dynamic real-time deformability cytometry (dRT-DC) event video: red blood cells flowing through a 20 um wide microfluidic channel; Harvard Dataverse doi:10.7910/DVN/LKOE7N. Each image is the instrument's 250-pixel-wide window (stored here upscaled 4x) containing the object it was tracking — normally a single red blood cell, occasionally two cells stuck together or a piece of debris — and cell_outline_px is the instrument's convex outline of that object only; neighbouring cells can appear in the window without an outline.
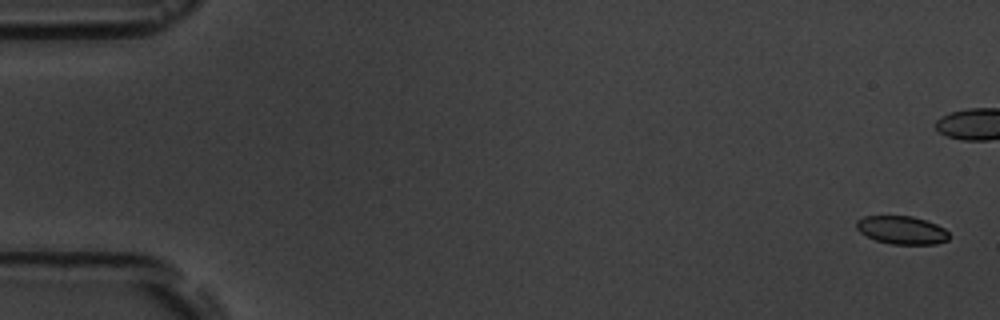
{"species": "common noctule bat (a hibernating species)", "species_latin": "Nyctalus noctula", "temperature_condition": "room temperature", "stored_images_in_passage": 8, "camera_frame_rate_fps": 3000, "um_per_image_px": 0.085, "animal": {"sex": "male", "body_mass_g": 19.5, "forearm_length_mm": 54.6}, "frame": {"image": 1, "passage_image": 1, "time_ms": 0.0, "image_size_px": [1000, 320], "cell_outline_px": [[948, 240], [936, 244], [892, 244], [876, 240], [860, 232], [856, 228], [856, 220], [864, 216], [912, 216], [936, 224], [944, 228], [948, 232]], "centroid_in_image_um": [76.64, 19.55], "position_along_channel_um": 8.4, "area_um2": 15.09}}
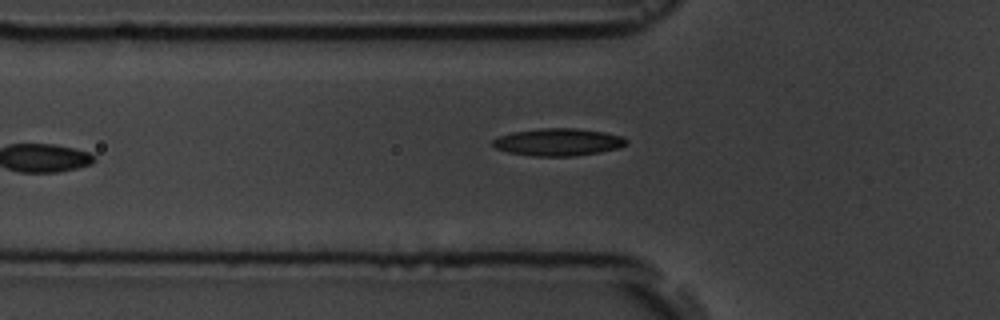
{"frame": {"image": 2, "passage_image": 7, "time_ms": 7.0, "image_size_px": [1000, 320], "cell_outline_px": [[628, 144], [620, 148], [600, 152], [576, 156], [536, 156], [508, 152], [496, 148], [492, 144], [492, 140], [500, 136], [512, 132], [540, 128], [576, 128], [604, 132], [624, 136], [628, 140]], "centroid_in_image_um": [47.5, 12.07], "position_along_channel_um": 78.3, "area_um2": 21.44}}
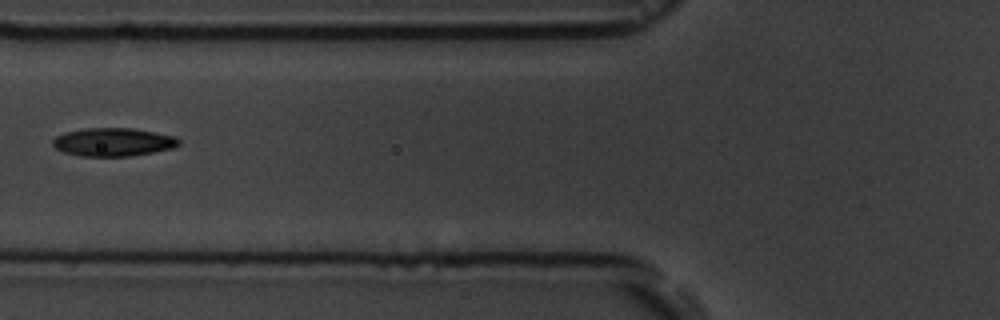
{"frame": {"image": 3, "passage_image": 8, "time_ms": 8.0, "image_size_px": [1000, 320], "cell_outline_px": [[180, 144], [172, 148], [152, 152], [128, 156], [80, 156], [64, 152], [56, 148], [52, 144], [52, 140], [56, 136], [64, 132], [88, 128], [132, 128], [176, 136], [180, 140]], "centroid_in_image_um": [9.61, 12.07], "position_along_channel_um": 116.2, "area_um2": 20.69}}